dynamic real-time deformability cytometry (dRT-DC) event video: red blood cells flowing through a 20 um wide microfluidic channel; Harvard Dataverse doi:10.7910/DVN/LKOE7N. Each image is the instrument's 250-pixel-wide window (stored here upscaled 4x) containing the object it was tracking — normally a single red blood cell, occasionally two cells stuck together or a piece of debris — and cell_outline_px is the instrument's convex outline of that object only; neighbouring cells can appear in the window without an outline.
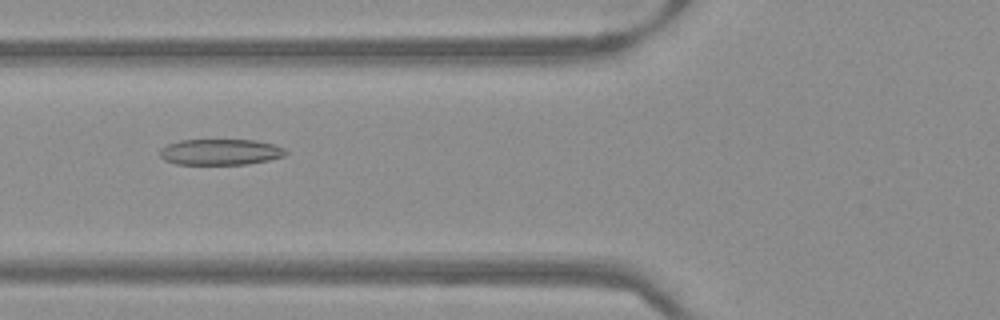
{"species": "Egyptian fruit bat (a non-hibernating species)", "species_latin": "Rousettus aegyptiacus", "temperature_condition": "warm", "stored_images_in_passage": 51, "camera_frame_rate_fps": 3000, "um_per_image_px": 0.085, "frame": {"image": 1, "passage_image": 20, "time_ms": 6.333, "image_size_px": [1000, 320], "cell_outline_px": [[288, 152], [284, 156], [268, 160], [248, 164], [176, 164], [164, 160], [160, 156], [160, 148], [168, 144], [180, 140], [256, 140], [276, 144], [284, 148]], "centroid_in_image_um": [18.75, 12.91], "position_along_channel_um": 107.1, "area_um2": 19.13}}
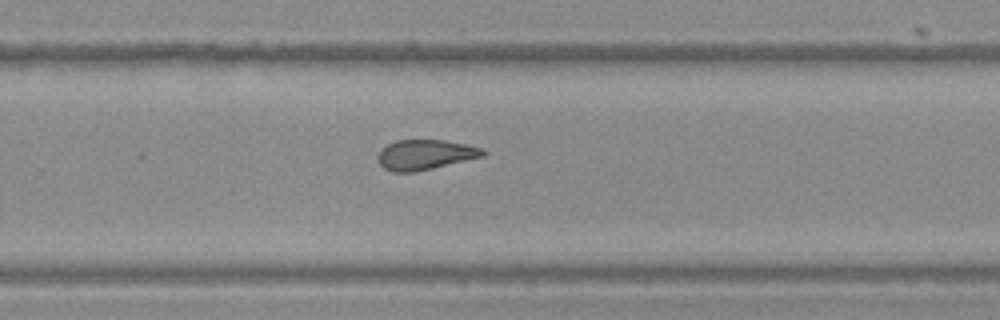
{"frame": {"image": 2, "passage_image": 34, "time_ms": 11.0, "image_size_px": [1000, 320], "cell_outline_px": [[488, 152], [484, 156], [416, 172], [392, 172], [384, 168], [380, 164], [376, 156], [380, 148], [396, 140], [444, 140], [484, 148]], "centroid_in_image_um": [36.12, 13.15], "position_along_channel_um": 293.7, "area_um2": 18.55}}
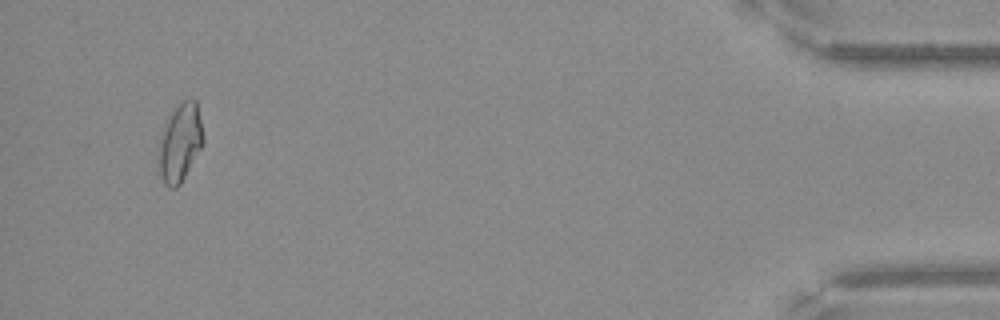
{"frame": {"image": 3, "passage_image": 49, "time_ms": 16.0, "image_size_px": [1000, 320], "cell_outline_px": [[204, 144], [180, 184], [176, 188], [168, 188], [164, 184], [160, 172], [156, 156], [160, 132], [172, 108], [176, 104], [188, 96], [192, 96], [196, 100], [204, 136]], "centroid_in_image_um": [15.28, 12.07], "position_along_channel_um": 419.9, "area_um2": 21.21}}